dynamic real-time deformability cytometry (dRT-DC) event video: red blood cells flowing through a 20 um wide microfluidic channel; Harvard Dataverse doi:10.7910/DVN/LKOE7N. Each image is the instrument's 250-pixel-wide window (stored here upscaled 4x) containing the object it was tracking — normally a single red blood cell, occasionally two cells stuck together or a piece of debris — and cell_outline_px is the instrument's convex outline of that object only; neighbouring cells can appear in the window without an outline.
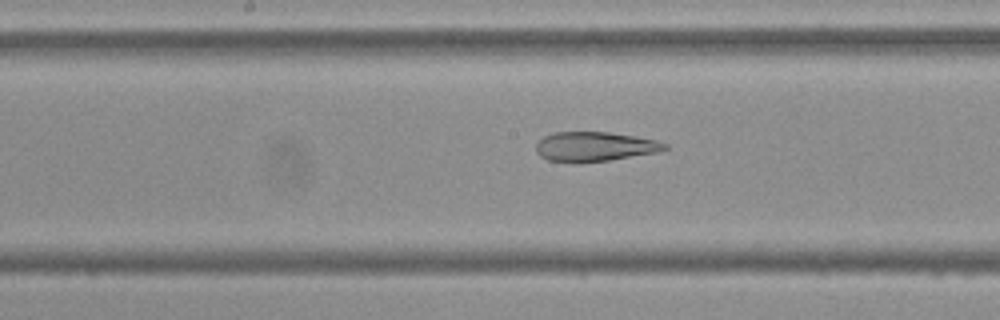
{"species": "Egyptian fruit bat (a non-hibernating species)", "species_latin": "Rousettus aegyptiacus", "temperature_condition": "cold", "stored_images_in_passage": 54, "camera_frame_rate_fps": 3000, "um_per_image_px": 0.085, "frame": {"image": 1, "passage_image": 27, "time_ms": 8.667, "image_size_px": [1000, 320], "cell_outline_px": [[668, 148], [660, 152], [608, 160], [548, 160], [540, 156], [536, 152], [536, 144], [544, 136], [552, 132], [608, 132], [636, 136], [656, 140], [668, 144]], "centroid_in_image_um": [50.6, 12.42], "position_along_channel_um": 197.6, "area_um2": 21.62}}
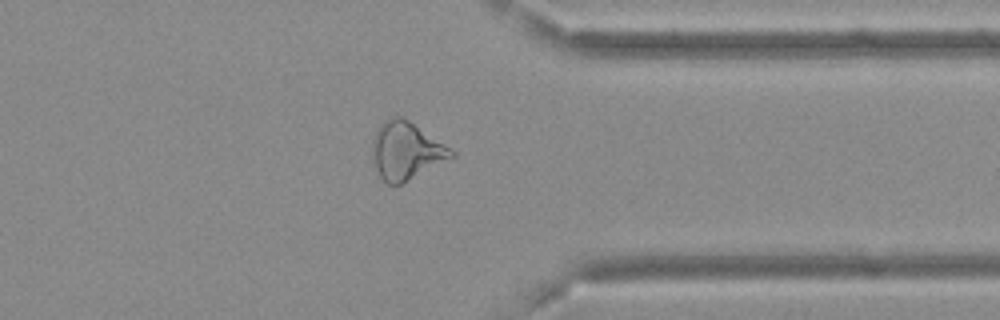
{"frame": {"image": 2, "passage_image": 42, "time_ms": 13.667, "image_size_px": [1000, 320], "cell_outline_px": [[456, 156], [400, 184], [388, 184], [380, 176], [376, 168], [372, 156], [372, 140], [380, 124], [384, 120], [392, 116], [400, 116], [408, 120], [456, 152]], "centroid_in_image_um": [34.5, 12.81], "position_along_channel_um": 376.9, "area_um2": 26.13}}
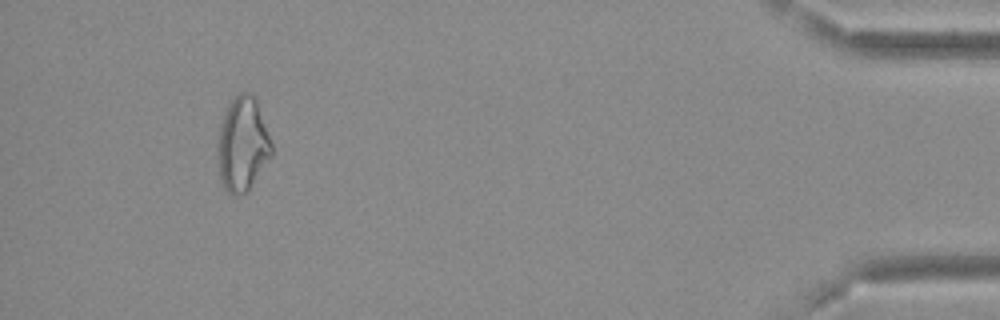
{"frame": {"image": 3, "passage_image": 50, "time_ms": 16.333, "image_size_px": [1000, 320], "cell_outline_px": [[272, 156], [248, 192], [236, 196], [228, 192], [224, 188], [220, 180], [216, 156], [216, 140], [220, 124], [224, 112], [232, 100], [240, 92], [248, 92], [256, 100], [272, 144]], "centroid_in_image_um": [20.58, 12.32], "position_along_channel_um": 414.6, "area_um2": 30.0}, "authors_computed_cell_mechanics": {"area_um2": 27.5995, "velocity_mm_per_s": 3.6963, "shape_relaxation_time_tau1_ms": null, "shape_relaxation_time_tau2_ms": 3.9816, "deformation_change_tau1": null, "deformation_change_tau2": 0.1361}}